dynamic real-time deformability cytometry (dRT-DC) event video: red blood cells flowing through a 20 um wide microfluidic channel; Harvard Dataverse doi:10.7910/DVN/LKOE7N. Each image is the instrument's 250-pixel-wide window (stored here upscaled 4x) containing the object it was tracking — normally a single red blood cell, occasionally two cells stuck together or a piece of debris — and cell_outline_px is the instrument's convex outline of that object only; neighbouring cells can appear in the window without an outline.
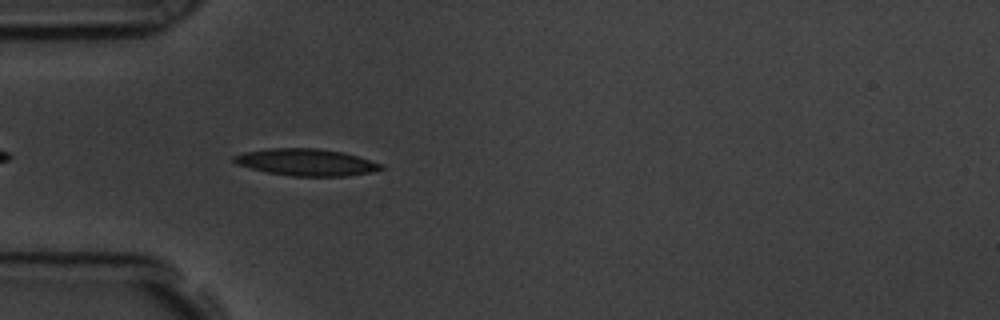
{"species": "common noctule bat (a hibernating species)", "species_latin": "Nyctalus noctula", "temperature_condition": "room temperature", "stored_images_in_passage": 23, "camera_frame_rate_fps": 3000, "um_per_image_px": 0.085, "animal": {"sex": "male", "body_mass_g": 19.5, "forearm_length_mm": 54.6}, "frame": {"image": 1, "passage_image": 4, "time_ms": 1.0, "image_size_px": [1000, 320], "cell_outline_px": [[388, 168], [372, 172], [348, 176], [292, 176], [268, 172], [236, 164], [232, 160], [232, 156], [244, 152], [268, 148], [316, 148], [344, 152], [384, 164]], "centroid_in_image_um": [26.09, 13.79], "position_along_channel_um": 58.9, "area_um2": 23.24}}
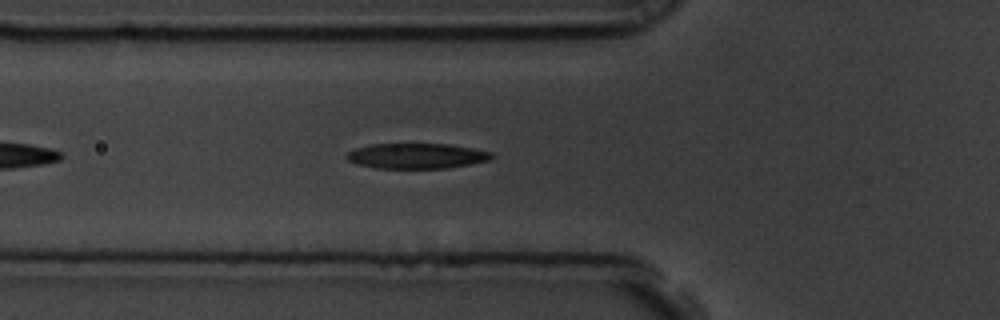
{"frame": {"image": 2, "passage_image": 7, "time_ms": 2.0, "image_size_px": [1000, 320], "cell_outline_px": [[492, 156], [488, 160], [448, 168], [376, 168], [356, 164], [348, 160], [344, 156], [348, 152], [356, 148], [372, 144], [448, 144], [472, 148], [492, 152]], "centroid_in_image_um": [35.36, 13.25], "position_along_channel_um": 90.4, "area_um2": 21.21}}